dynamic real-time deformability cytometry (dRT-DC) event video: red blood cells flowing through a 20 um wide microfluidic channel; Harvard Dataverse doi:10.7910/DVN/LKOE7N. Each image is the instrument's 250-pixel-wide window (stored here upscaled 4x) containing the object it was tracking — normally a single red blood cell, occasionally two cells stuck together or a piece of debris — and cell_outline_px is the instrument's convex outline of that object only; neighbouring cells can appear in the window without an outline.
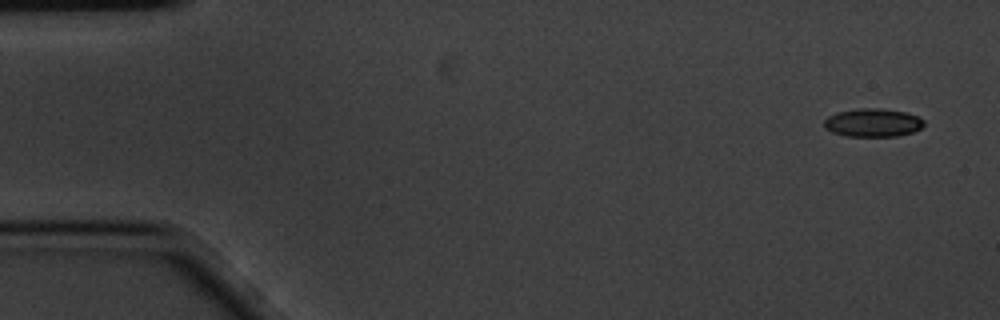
{"species": "common noctule bat (a hibernating species)", "species_latin": "Nyctalus noctula", "temperature_condition": "cold", "stored_images_in_passage": 5, "camera_frame_rate_fps": 3000, "um_per_image_px": 0.085, "animal": {"sex": "male", "body_mass_g": 20.1, "forearm_length_mm": 53.5}, "frame": {"image": 1, "passage_image": 1, "time_ms": 0.0, "image_size_px": [1000, 320], "cell_outline_px": [[924, 124], [920, 128], [912, 132], [896, 136], [848, 136], [832, 132], [824, 128], [824, 120], [828, 116], [836, 112], [860, 108], [880, 108], [904, 112], [916, 116], [924, 120]], "centroid_in_image_um": [74.15, 10.42], "position_along_channel_um": 10.8, "area_um2": 16.36}}
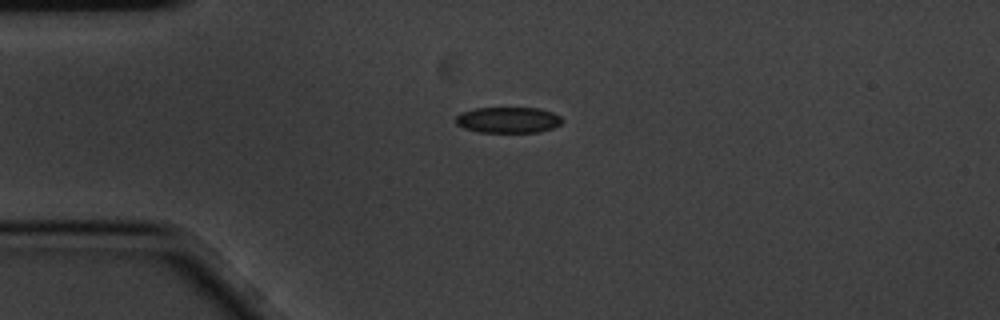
{"frame": {"image": 2, "passage_image": 4, "time_ms": 1.0, "image_size_px": [1000, 320], "cell_outline_px": [[564, 120], [560, 124], [552, 128], [536, 132], [480, 132], [464, 128], [456, 124], [456, 116], [460, 112], [476, 108], [540, 108], [552, 112], [560, 116]], "centroid_in_image_um": [43.19, 10.19], "position_along_channel_um": 41.8, "area_um2": 16.07}}